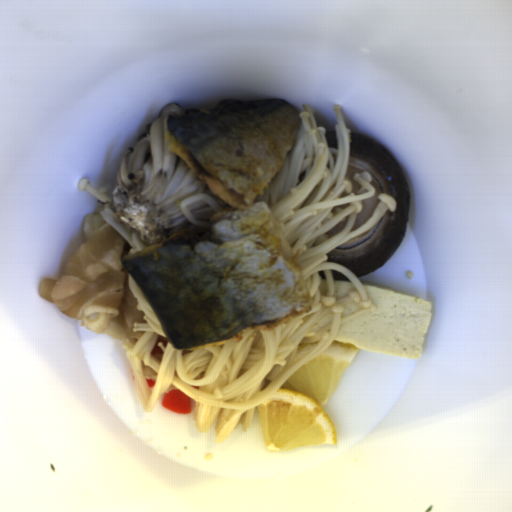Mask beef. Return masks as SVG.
<instances>
[{"mask_svg":"<svg viewBox=\"0 0 512 512\" xmlns=\"http://www.w3.org/2000/svg\"><path fill=\"white\" fill-rule=\"evenodd\" d=\"M97 211L84 220L85 240L64 264L59 279H39L38 293L67 317L92 332L123 343L138 342L145 332L135 322H147L131 293L129 272L122 263L130 243Z\"/></svg>","mask_w":512,"mask_h":512,"instance_id":"1","label":"beef"}]
</instances>
